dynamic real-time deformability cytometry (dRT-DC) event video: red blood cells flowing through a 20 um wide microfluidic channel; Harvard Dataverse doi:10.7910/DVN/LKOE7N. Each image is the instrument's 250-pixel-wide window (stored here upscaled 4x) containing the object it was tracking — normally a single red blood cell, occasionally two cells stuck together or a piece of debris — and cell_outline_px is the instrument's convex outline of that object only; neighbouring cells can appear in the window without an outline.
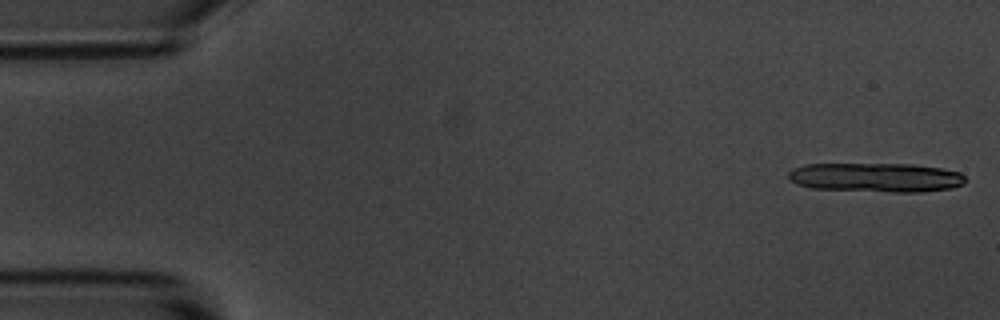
{"species": "common noctule bat (a hibernating species)", "species_latin": "Nyctalus noctula", "temperature_condition": "room temperature", "stored_images_in_passage": 4, "camera_frame_rate_fps": 3000, "um_per_image_px": 0.085, "animal": {"sex": "male", "body_mass_g": 20.1, "forearm_length_mm": 53.5}, "frame": {"image": 1, "passage_image": 1, "time_ms": 0.0, "image_size_px": [1000, 320], "cell_outline_px": [[968, 180], [964, 184], [952, 188], [920, 192], [892, 192], [812, 188], [796, 184], [788, 180], [788, 172], [792, 168], [804, 164], [912, 164], [940, 168], [960, 172]], "centroid_in_image_um": [74.45, 15.08], "position_along_channel_um": 10.6, "area_um2": 30.4}}
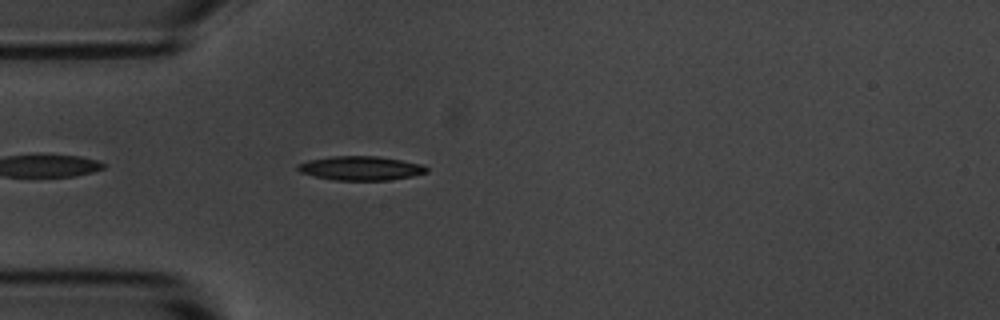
{"frame": {"image": 2, "passage_image": 4, "time_ms": 4.667, "image_size_px": [1000, 320], "cell_outline_px": [[428, 172], [412, 176], [388, 180], [336, 180], [316, 176], [300, 172], [296, 168], [296, 164], [308, 160], [332, 156], [376, 156], [424, 164], [428, 168]], "centroid_in_image_um": [30.67, 14.29], "position_along_channel_um": 54.3, "area_um2": 18.03}}